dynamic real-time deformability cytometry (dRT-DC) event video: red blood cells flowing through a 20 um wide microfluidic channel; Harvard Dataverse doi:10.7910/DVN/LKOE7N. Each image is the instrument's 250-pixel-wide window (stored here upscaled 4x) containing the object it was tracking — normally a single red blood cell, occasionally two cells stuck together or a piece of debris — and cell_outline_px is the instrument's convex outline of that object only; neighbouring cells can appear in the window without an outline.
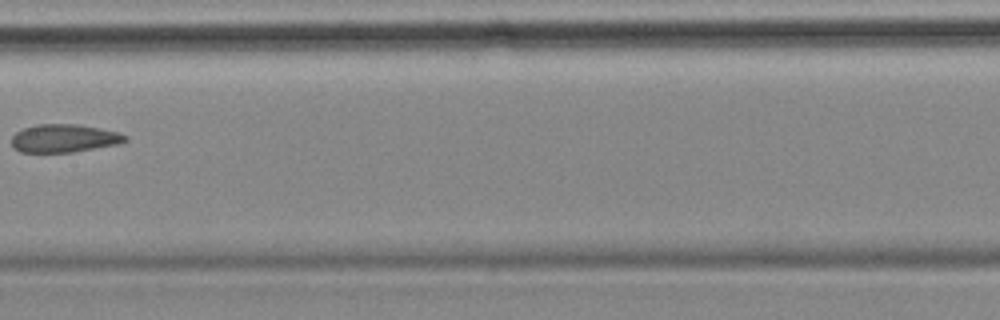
{"species": "common noctule bat (a hibernating species)", "species_latin": "Nyctalus noctula", "temperature_condition": "cold", "stored_images_in_passage": 13, "segment_of_instrument_passage": [1, 2], "camera_frame_rate_fps": 3000, "um_per_image_px": 0.085, "animal": {"sex": "female", "body_mass_g": 18.4}, "frame": {"image": 1, "passage_image": 6, "time_ms": 7.0, "image_size_px": [1000, 320], "cell_outline_px": [[128, 140], [120, 144], [72, 152], [20, 152], [12, 148], [12, 136], [16, 132], [24, 128], [36, 124], [76, 124], [100, 128], [120, 132], [128, 136]], "centroid_in_image_um": [5.47, 11.75], "position_along_channel_um": 201.9, "area_um2": 18.79}}
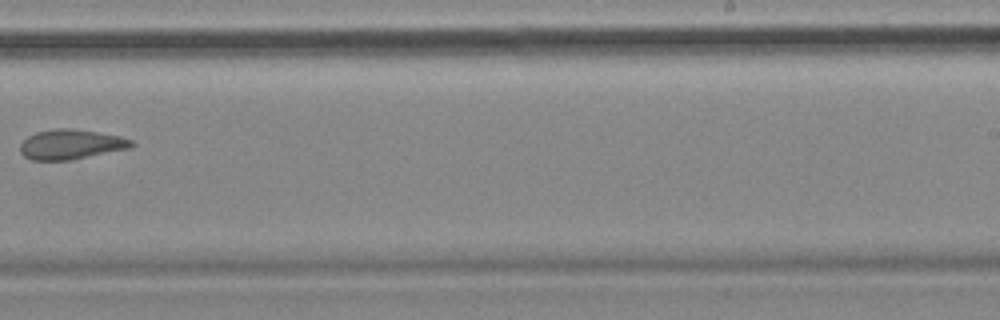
{"frame": {"image": 2, "passage_image": 8, "time_ms": 9.333, "image_size_px": [1000, 320], "cell_outline_px": [[136, 144], [132, 148], [68, 160], [32, 160], [24, 156], [20, 152], [20, 144], [28, 136], [36, 132], [56, 128], [72, 128], [120, 136], [132, 140]], "centroid_in_image_um": [6.04, 12.27], "position_along_channel_um": 283.0, "area_um2": 19.36}}
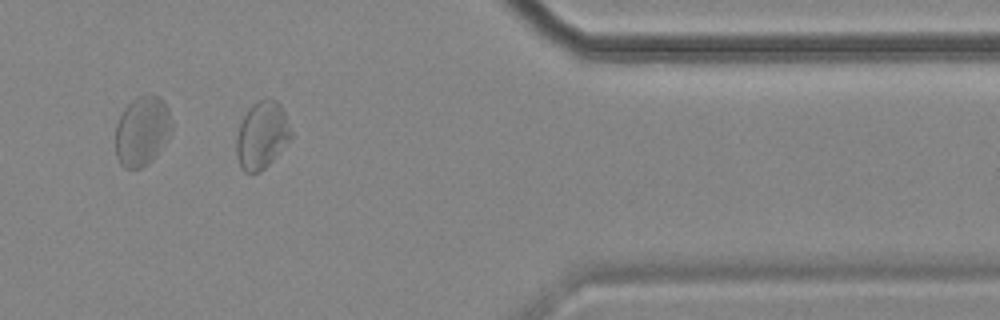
{"frame": {"image": 3, "passage_image": 11, "time_ms": 13.0, "image_size_px": [1000, 320], "cell_outline_px": [[292, 136], [272, 160], [260, 172], [244, 172], [240, 168], [236, 152], [236, 136], [240, 124], [248, 108], [252, 104], [260, 100], [276, 100], [280, 104], [284, 112], [292, 132]], "centroid_in_image_um": [22.24, 11.5], "position_along_channel_um": 389.2, "area_um2": 21.1}}